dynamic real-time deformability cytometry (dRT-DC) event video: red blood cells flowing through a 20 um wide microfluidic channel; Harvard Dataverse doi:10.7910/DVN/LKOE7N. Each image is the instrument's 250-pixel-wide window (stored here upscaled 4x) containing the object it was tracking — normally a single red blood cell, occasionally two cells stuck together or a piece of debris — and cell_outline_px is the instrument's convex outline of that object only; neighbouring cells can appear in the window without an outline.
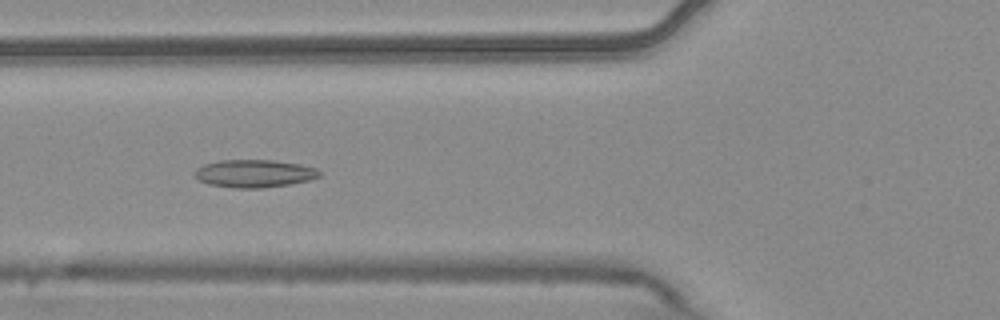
{"species": "common noctule bat (a hibernating species)", "species_latin": "Nyctalus noctula", "temperature_condition": "warm", "stored_images_in_passage": 8, "camera_frame_rate_fps": 3000, "um_per_image_px": 0.085, "animal": {"sex": "male", "body_mass_g": 20.4}, "frame": {"image": 1, "passage_image": 5, "time_ms": 1.333, "image_size_px": [1000, 320], "cell_outline_px": [[320, 176], [312, 180], [288, 184], [260, 188], [236, 188], [208, 184], [200, 180], [192, 172], [196, 168], [204, 164], [220, 160], [272, 160], [300, 164], [316, 168], [320, 172]], "centroid_in_image_um": [21.61, 14.74], "position_along_channel_um": 104.2, "area_um2": 20.17}}
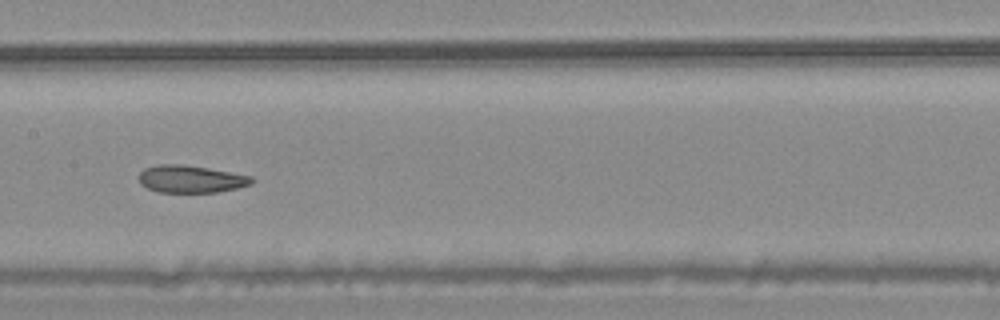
{"frame": {"image": 2, "passage_image": 7, "time_ms": 2.0, "image_size_px": [1000, 320], "cell_outline_px": [[256, 180], [252, 184], [220, 192], [160, 192], [148, 188], [140, 184], [140, 172], [144, 168], [156, 164], [180, 164], [208, 168], [252, 176]], "centroid_in_image_um": [16.24, 15.21], "position_along_channel_um": 191.2, "area_um2": 18.03}}
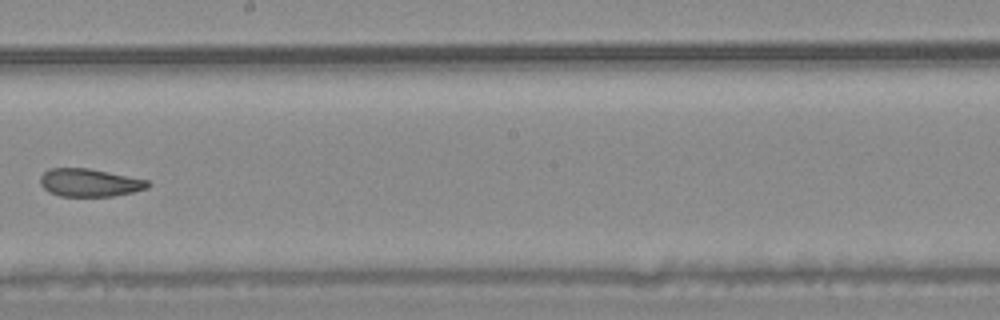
{"frame": {"image": 3, "passage_image": 8, "time_ms": 2.333, "image_size_px": [1000, 320], "cell_outline_px": [[152, 184], [148, 188], [116, 196], [60, 196], [48, 192], [40, 184], [40, 176], [48, 168], [88, 168], [148, 180]], "centroid_in_image_um": [7.61, 15.53], "position_along_channel_um": 240.6, "area_um2": 17.57}}